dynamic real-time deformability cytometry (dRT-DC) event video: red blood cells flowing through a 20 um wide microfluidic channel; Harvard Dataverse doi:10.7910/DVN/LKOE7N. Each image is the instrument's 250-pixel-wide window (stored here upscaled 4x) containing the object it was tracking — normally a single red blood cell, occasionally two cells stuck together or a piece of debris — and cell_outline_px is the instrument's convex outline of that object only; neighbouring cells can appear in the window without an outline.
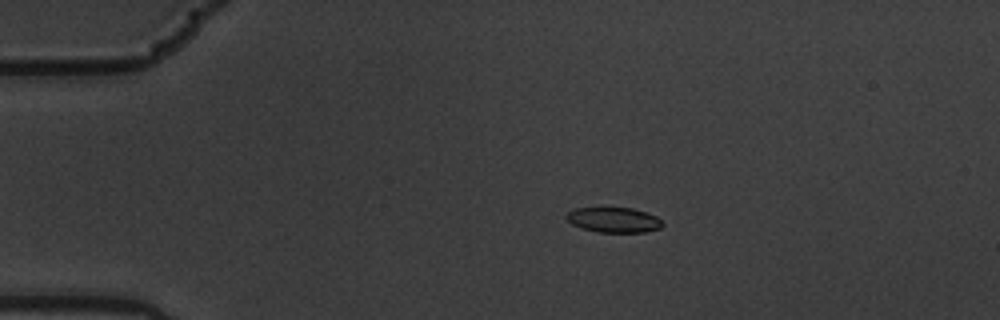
{"species": "common noctule bat (a hibernating species)", "species_latin": "Nyctalus noctula", "temperature_condition": "warm", "stored_images_in_passage": 7, "camera_frame_rate_fps": 3000, "um_per_image_px": 0.085, "animal": {"sex": "male", "body_mass_g": 19.5, "forearm_length_mm": 54.6}, "frame": {"image": 1, "passage_image": 4, "time_ms": 1.0, "image_size_px": [1000, 320], "cell_outline_px": [[664, 224], [660, 228], [644, 232], [600, 232], [580, 228], [572, 224], [564, 216], [568, 212], [576, 208], [632, 208], [656, 216]], "centroid_in_image_um": [52.15, 18.69], "position_along_channel_um": 32.9, "area_um2": 13.93}}
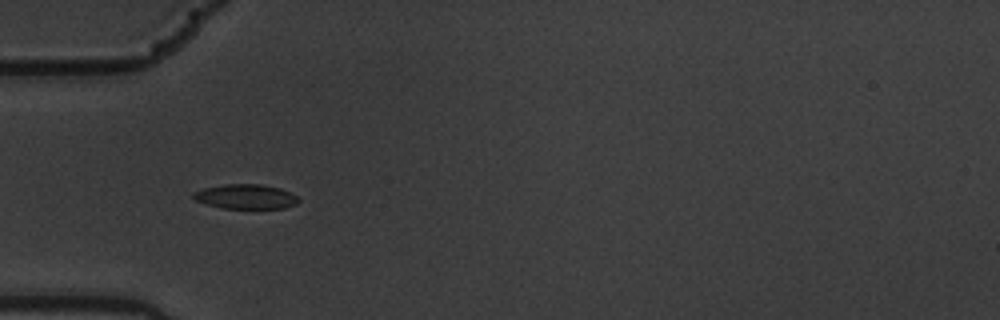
{"frame": {"image": 2, "passage_image": 6, "time_ms": 1.667, "image_size_px": [1000, 320], "cell_outline_px": [[300, 200], [296, 204], [284, 208], [220, 208], [196, 200], [192, 196], [192, 192], [204, 188], [224, 184], [260, 184], [280, 188], [296, 196]], "centroid_in_image_um": [20.87, 16.71], "position_along_channel_um": 64.1, "area_um2": 14.97}}
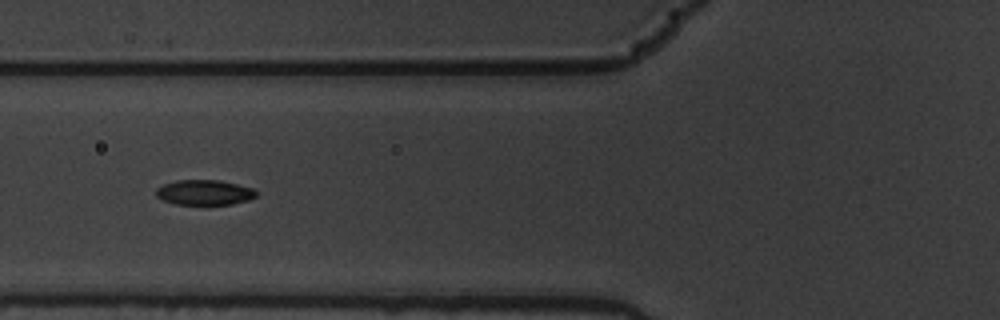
{"frame": {"image": 3, "passage_image": 7, "time_ms": 2.0, "image_size_px": [1000, 320], "cell_outline_px": [[256, 196], [248, 200], [232, 204], [176, 204], [164, 200], [156, 196], [156, 188], [164, 184], [176, 180], [220, 180], [252, 188], [256, 192]], "centroid_in_image_um": [17.36, 16.35], "position_along_channel_um": 108.4, "area_um2": 14.51}}